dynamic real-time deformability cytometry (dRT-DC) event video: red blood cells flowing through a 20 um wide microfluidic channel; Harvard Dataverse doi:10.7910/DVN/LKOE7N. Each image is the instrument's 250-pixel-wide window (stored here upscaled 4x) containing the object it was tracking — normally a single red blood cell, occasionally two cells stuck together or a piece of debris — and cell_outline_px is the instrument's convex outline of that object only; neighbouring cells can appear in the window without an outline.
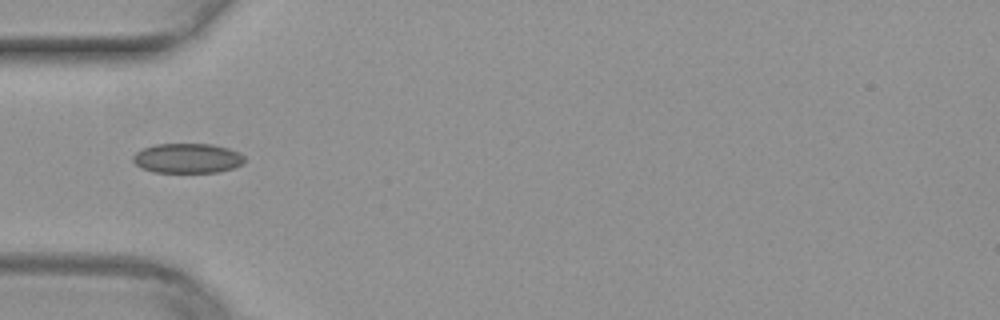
{"species": "common noctule bat (a hibernating species)", "species_latin": "Nyctalus noctula", "temperature_condition": "warm", "stored_images_in_passage": 35, "camera_frame_rate_fps": 3000, "um_per_image_px": 0.085, "animal": {"sex": "female", "body_mass_g": 29.2, "forearm_length_mm": 56.3}, "frame": {"image": 1, "passage_image": 1, "time_ms": 0.0, "image_size_px": [1000, 320], "cell_outline_px": [[244, 164], [232, 168], [216, 172], [152, 172], [140, 168], [132, 160], [132, 156], [136, 152], [144, 148], [156, 144], [212, 144], [228, 148], [240, 152], [244, 156]], "centroid_in_image_um": [15.93, 13.45], "position_along_channel_um": 69.1, "area_um2": 19.42}}
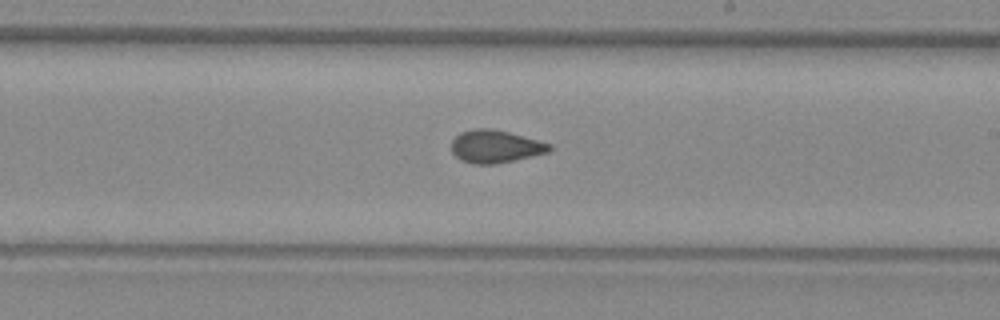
{"frame": {"image": 2, "passage_image": 14, "time_ms": 4.333, "image_size_px": [1000, 320], "cell_outline_px": [[552, 148], [548, 152], [532, 156], [496, 164], [472, 164], [460, 160], [452, 152], [452, 140], [460, 132], [476, 128], [492, 128], [508, 132], [552, 144]], "centroid_in_image_um": [42.09, 12.45], "position_along_channel_um": 246.9, "area_um2": 18.67}}
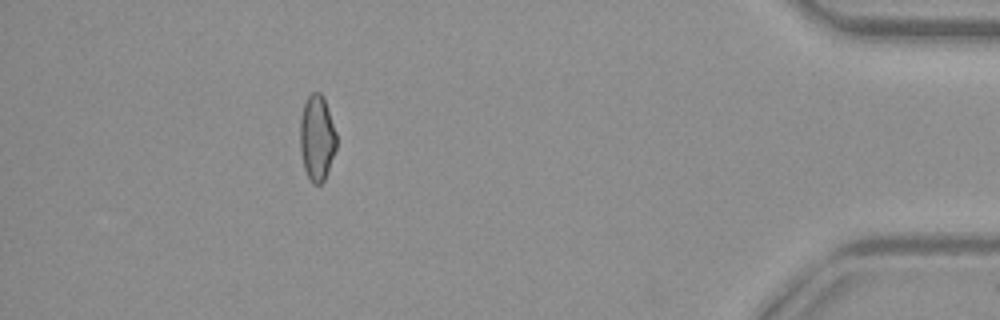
{"frame": {"image": 3, "passage_image": 30, "time_ms": 9.667, "image_size_px": [1000, 320], "cell_outline_px": [[336, 148], [328, 172], [324, 180], [320, 184], [312, 184], [304, 168], [300, 152], [300, 120], [304, 104], [308, 96], [312, 92], [320, 92], [324, 96], [336, 132]], "centroid_in_image_um": [26.94, 11.72], "position_along_channel_um": 408.3, "area_um2": 18.26}}